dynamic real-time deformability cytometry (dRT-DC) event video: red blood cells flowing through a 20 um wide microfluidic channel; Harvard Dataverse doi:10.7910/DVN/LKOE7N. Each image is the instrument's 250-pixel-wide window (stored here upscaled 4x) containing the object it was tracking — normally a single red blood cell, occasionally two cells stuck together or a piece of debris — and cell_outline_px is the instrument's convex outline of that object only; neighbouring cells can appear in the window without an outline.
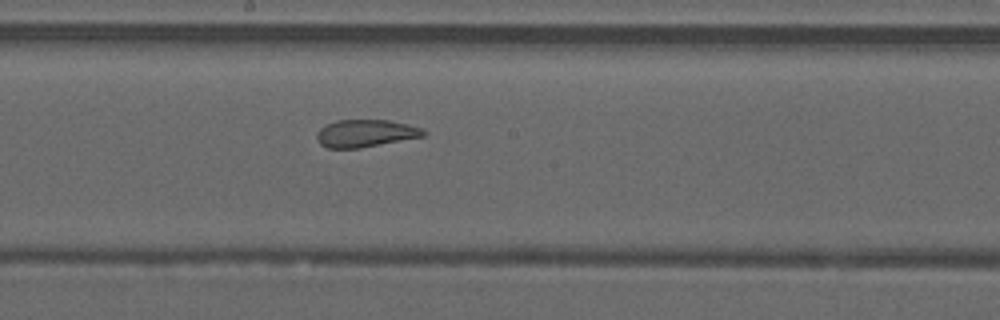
{"species": "common noctule bat (a hibernating species)", "species_latin": "Nyctalus noctula", "temperature_condition": "warm", "stored_images_in_passage": 49, "segment_of_instrument_passage": [2, 2], "camera_frame_rate_fps": 3000, "um_per_image_px": 0.085, "animal": {"sex": "male", "forearm_length_mm": 52.5}, "frame": {"image": 1, "passage_image": 27, "time_ms": 8.667, "image_size_px": [1000, 320], "cell_outline_px": [[428, 132], [424, 136], [360, 148], [328, 148], [320, 144], [316, 140], [316, 136], [320, 128], [336, 120], [388, 120], [408, 124], [420, 128]], "centroid_in_image_um": [31.06, 11.33], "position_along_channel_um": 217.1, "area_um2": 16.99}}
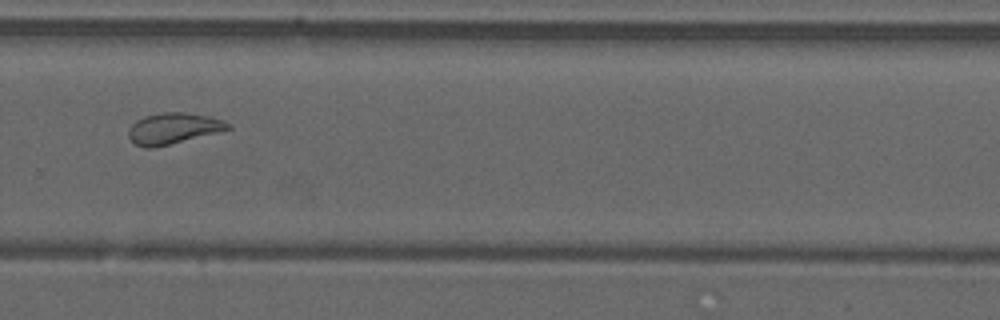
{"frame": {"image": 2, "passage_image": 34, "time_ms": 11.0, "image_size_px": [1000, 320], "cell_outline_px": [[232, 128], [152, 148], [144, 148], [136, 144], [128, 136], [128, 128], [136, 120], [144, 116], [164, 112], [184, 112], [208, 116], [224, 120], [232, 124]], "centroid_in_image_um": [14.71, 10.9], "position_along_channel_um": 315.1, "area_um2": 17.74}}
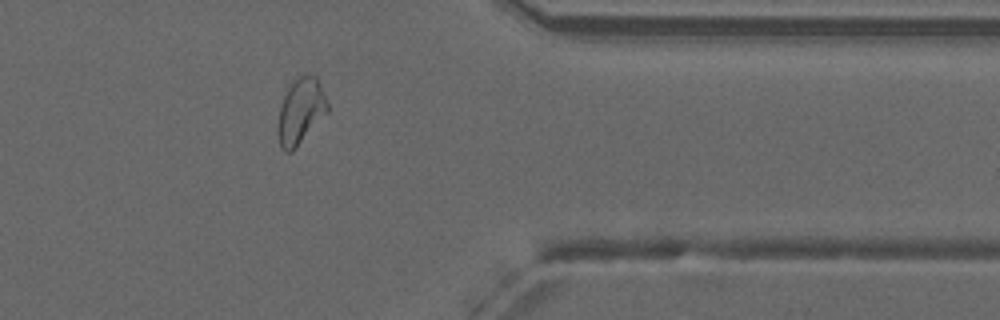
{"frame": {"image": 3, "passage_image": 40, "time_ms": 13.0, "image_size_px": [1000, 320], "cell_outline_px": [[328, 112], [292, 152], [284, 152], [280, 148], [276, 132], [276, 128], [280, 104], [292, 80], [300, 76], [316, 76], [320, 84], [328, 104]], "centroid_in_image_um": [25.51, 9.49], "position_along_channel_um": 385.9, "area_um2": 19.13}}